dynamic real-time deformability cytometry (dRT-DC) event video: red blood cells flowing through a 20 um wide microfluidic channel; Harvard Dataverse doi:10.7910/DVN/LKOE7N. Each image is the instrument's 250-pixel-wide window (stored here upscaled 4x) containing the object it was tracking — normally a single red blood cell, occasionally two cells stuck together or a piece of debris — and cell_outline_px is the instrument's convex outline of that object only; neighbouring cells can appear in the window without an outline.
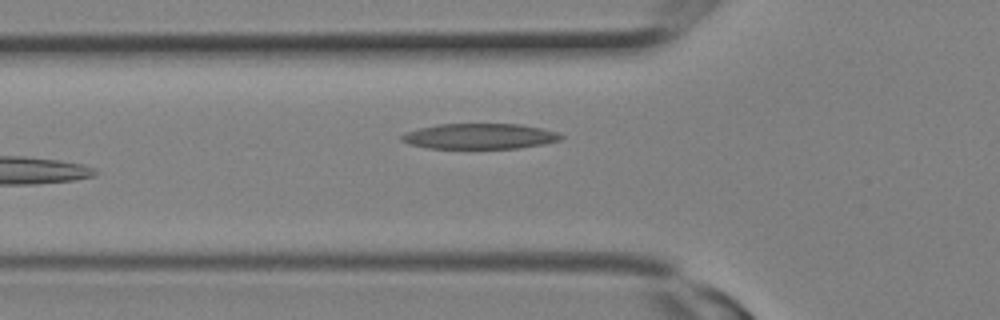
{"species": "Egyptian fruit bat (a non-hibernating species)", "species_latin": "Rousettus aegyptiacus", "temperature_condition": "room temperature", "stored_images_in_passage": 3, "camera_frame_rate_fps": 3000, "um_per_image_px": 0.085, "animal": {"sex": "female"}, "frame": {"image": 1, "passage_image": 3, "time_ms": 0.667, "image_size_px": [1000, 320], "cell_outline_px": [[564, 136], [560, 140], [544, 144], [520, 148], [428, 148], [408, 144], [400, 140], [400, 136], [404, 132], [436, 124], [520, 124], [540, 128], [556, 132]], "centroid_in_image_um": [40.74, 11.58], "position_along_channel_um": 85.1, "area_um2": 23.7}}